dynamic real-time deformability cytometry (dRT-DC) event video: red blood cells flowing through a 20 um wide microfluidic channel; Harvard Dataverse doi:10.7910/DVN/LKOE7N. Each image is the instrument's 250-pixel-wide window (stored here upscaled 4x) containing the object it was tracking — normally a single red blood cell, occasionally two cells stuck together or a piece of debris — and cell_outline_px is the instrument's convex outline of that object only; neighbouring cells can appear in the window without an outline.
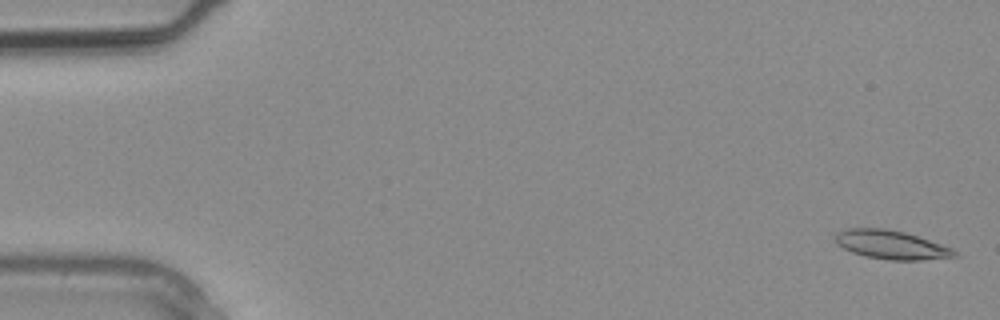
{"species": "common noctule bat (a hibernating species)", "species_latin": "Nyctalus noctula", "temperature_condition": "warm", "stored_images_in_passage": 3, "camera_frame_rate_fps": 3000, "um_per_image_px": 0.085, "animal": {"sex": "male", "body_mass_g": 20.4}, "frame": {"image": 1, "passage_image": 1, "time_ms": 0.0, "image_size_px": [1000, 320], "cell_outline_px": [[960, 256], [920, 260], [888, 260], [864, 256], [852, 252], [836, 244], [836, 232], [848, 228], [884, 228], [904, 232], [952, 248]], "centroid_in_image_um": [75.73, 20.81], "position_along_channel_um": 9.3, "area_um2": 19.83}}
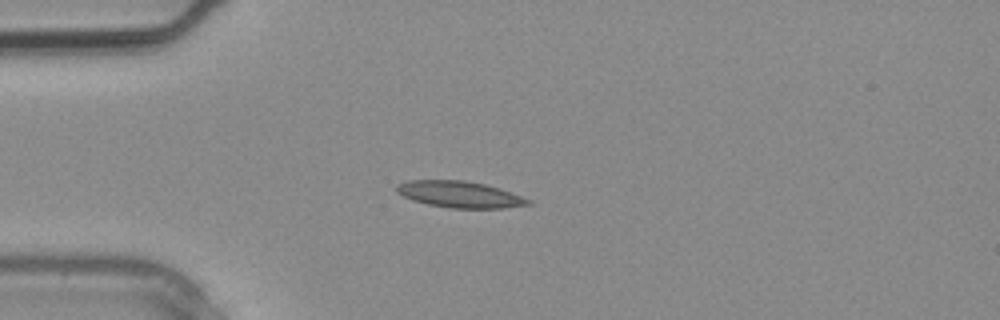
{"frame": {"image": 2, "passage_image": 3, "time_ms": 0.667, "image_size_px": [1000, 320], "cell_outline_px": [[532, 204], [504, 208], [452, 208], [428, 204], [412, 200], [396, 192], [396, 184], [408, 180], [464, 180], [484, 184], [500, 188], [532, 200]], "centroid_in_image_um": [39.08, 16.52], "position_along_channel_um": 45.9, "area_um2": 20.29}}